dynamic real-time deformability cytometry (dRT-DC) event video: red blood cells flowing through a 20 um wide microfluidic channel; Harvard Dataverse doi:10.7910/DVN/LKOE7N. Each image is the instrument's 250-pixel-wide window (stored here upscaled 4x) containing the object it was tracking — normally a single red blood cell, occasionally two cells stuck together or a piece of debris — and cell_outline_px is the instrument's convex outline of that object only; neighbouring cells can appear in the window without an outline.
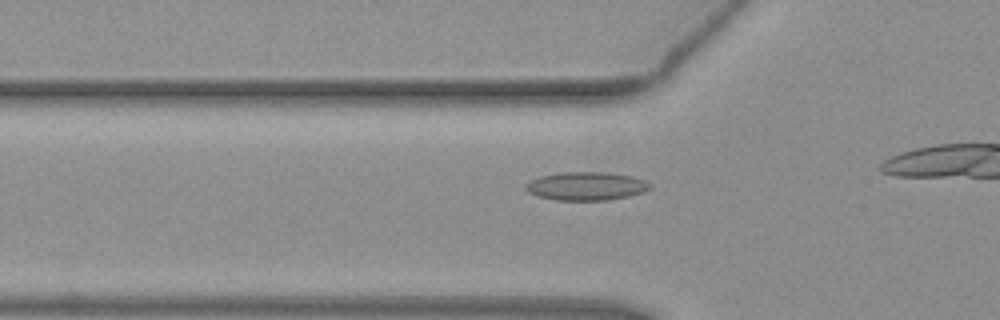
{"species": "common noctule bat (a hibernating species)", "species_latin": "Nyctalus noctula", "temperature_condition": "warm", "stored_images_in_passage": 17, "camera_frame_rate_fps": 3000, "um_per_image_px": 0.085, "animal": {"sex": "female", "body_mass_g": 19.3, "forearm_length_mm": 54.1}, "frame": {"image": 1, "passage_image": 12, "time_ms": 3.667, "image_size_px": [1000, 320], "cell_outline_px": [[652, 188], [644, 192], [628, 196], [608, 200], [556, 200], [536, 196], [528, 192], [524, 188], [524, 184], [540, 176], [560, 172], [608, 172], [632, 176], [644, 180], [652, 184]], "centroid_in_image_um": [49.83, 15.82], "position_along_channel_um": 76.0, "area_um2": 20.75}}
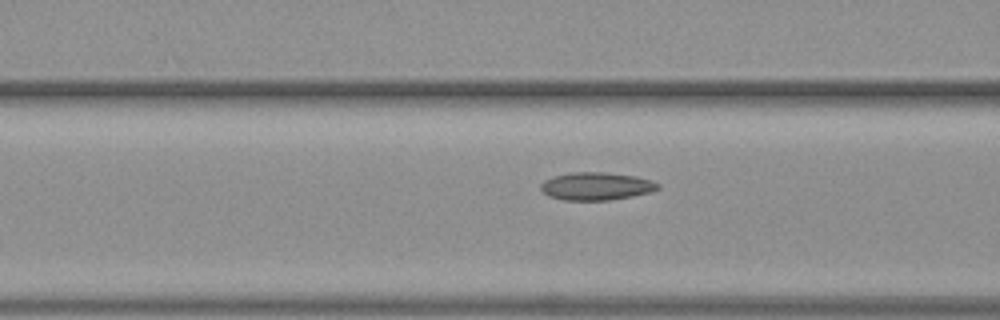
{"frame": {"image": 2, "passage_image": 15, "time_ms": 4.667, "image_size_px": [1000, 320], "cell_outline_px": [[660, 188], [648, 192], [632, 196], [612, 200], [564, 200], [548, 196], [540, 188], [540, 184], [544, 180], [552, 176], [572, 172], [604, 172], [636, 176], [652, 180], [660, 184]], "centroid_in_image_um": [50.67, 15.82], "position_along_channel_um": 115.9, "area_um2": 19.07}}